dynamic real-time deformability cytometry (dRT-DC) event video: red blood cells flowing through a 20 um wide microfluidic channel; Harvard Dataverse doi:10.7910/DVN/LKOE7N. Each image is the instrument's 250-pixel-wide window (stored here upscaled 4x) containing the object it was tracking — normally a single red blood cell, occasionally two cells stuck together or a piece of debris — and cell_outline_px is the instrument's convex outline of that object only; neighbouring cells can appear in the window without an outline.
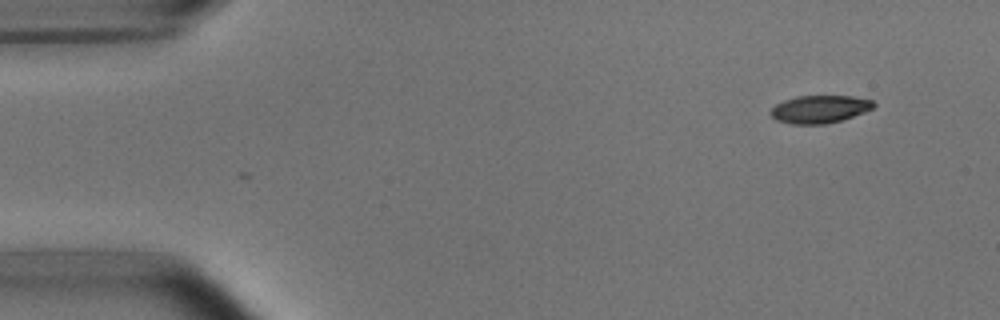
{"species": "common noctule bat (a hibernating species)", "species_latin": "Nyctalus noctula", "temperature_condition": "room temperature", "stored_images_in_passage": 49, "camera_frame_rate_fps": 3000, "um_per_image_px": 0.085, "animal": {"sex": "male", "body_mass_g": 15.6}, "frame": {"image": 1, "passage_image": 1, "time_ms": 0.0, "image_size_px": [1000, 320], "cell_outline_px": [[876, 104], [872, 108], [864, 112], [840, 120], [824, 124], [792, 124], [776, 120], [768, 112], [776, 104], [784, 100], [796, 96], [852, 96], [872, 100]], "centroid_in_image_um": [69.64, 9.27], "position_along_channel_um": 15.4, "area_um2": 16.53}}
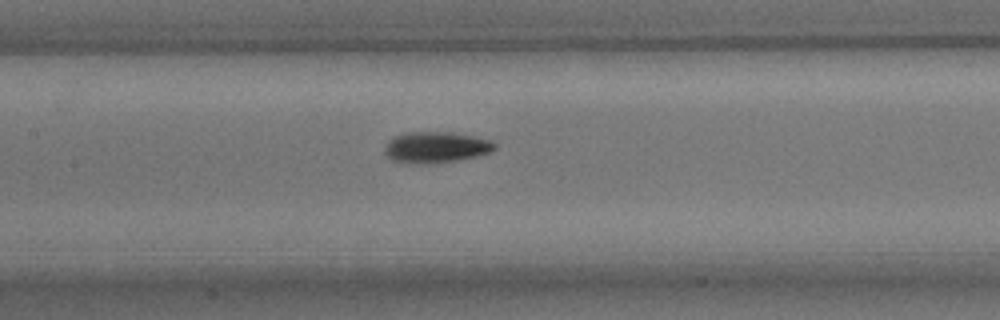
{"frame": {"image": 2, "passage_image": 21, "time_ms": 6.667, "image_size_px": [1000, 320], "cell_outline_px": [[496, 148], [492, 152], [476, 156], [456, 160], [392, 160], [384, 152], [384, 144], [392, 136], [408, 132], [452, 132], [472, 136], [488, 140], [496, 144]], "centroid_in_image_um": [37.06, 12.44], "position_along_channel_um": 170.3, "area_um2": 18.9}}
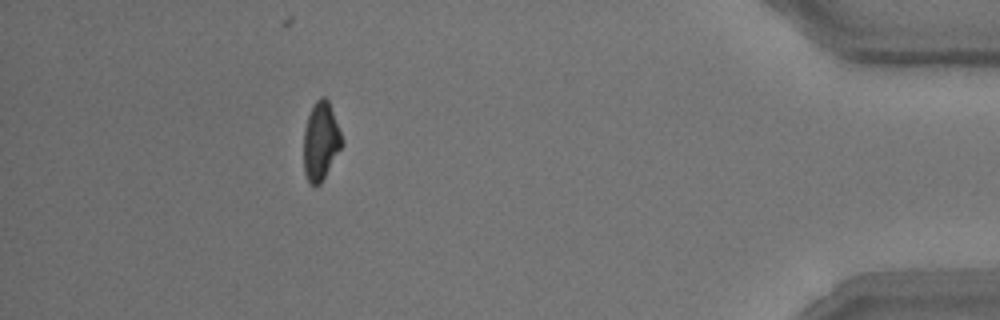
{"frame": {"image": 3, "passage_image": 44, "time_ms": 14.333, "image_size_px": [1000, 320], "cell_outline_px": [[344, 144], [320, 184], [312, 184], [308, 180], [304, 172], [304, 128], [308, 116], [316, 100], [320, 96], [324, 96], [328, 100], [344, 140]], "centroid_in_image_um": [27.28, 11.98], "position_along_channel_um": 407.9, "area_um2": 17.34}, "authors_computed_cell_mechanics": {"area_um2": 18.0914, "velocity_mm_per_s": 3.7961, "shape_relaxation_time_tau1_ms": 2.9201, "shape_relaxation_time_tau2_ms": 4.3012, "deformation_change_tau1": 0.1406, "deformation_change_tau2": 0.1136}}